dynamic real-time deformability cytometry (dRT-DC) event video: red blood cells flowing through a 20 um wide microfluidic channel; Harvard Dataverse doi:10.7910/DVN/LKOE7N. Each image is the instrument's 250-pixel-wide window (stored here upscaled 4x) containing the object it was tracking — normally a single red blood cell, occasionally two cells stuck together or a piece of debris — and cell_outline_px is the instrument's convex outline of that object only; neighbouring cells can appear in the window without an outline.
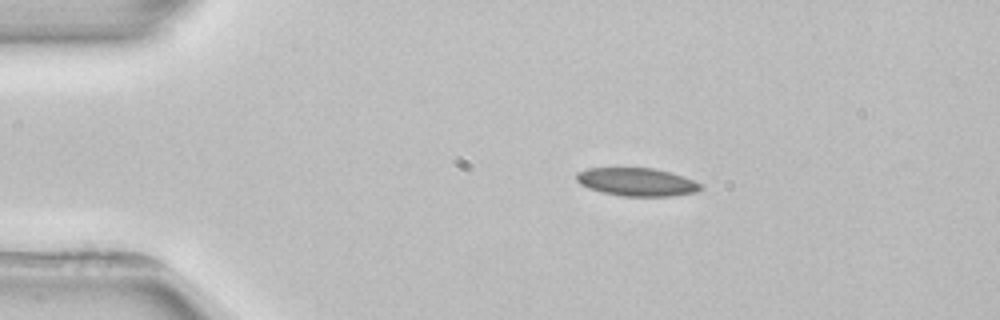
{"species": "common noctule bat (a hibernating species)", "species_latin": "Nyctalus noctula", "temperature_condition": "room temperature", "stored_images_in_passage": 2, "camera_frame_rate_fps": 3000, "um_per_image_px": 0.085, "animal": {"sex": "female", "body_mass_g": 22.7, "forearm_length_mm": 54.2}, "frame": {"image": 1, "passage_image": 1, "time_ms": 0.0, "image_size_px": [1000, 320], "cell_outline_px": [[704, 188], [696, 192], [672, 196], [624, 196], [604, 192], [588, 188], [580, 184], [576, 180], [576, 172], [588, 168], [652, 168], [672, 172], [684, 176], [700, 184]], "centroid_in_image_um": [54.14, 15.46], "position_along_channel_um": 30.9, "area_um2": 20.35}}